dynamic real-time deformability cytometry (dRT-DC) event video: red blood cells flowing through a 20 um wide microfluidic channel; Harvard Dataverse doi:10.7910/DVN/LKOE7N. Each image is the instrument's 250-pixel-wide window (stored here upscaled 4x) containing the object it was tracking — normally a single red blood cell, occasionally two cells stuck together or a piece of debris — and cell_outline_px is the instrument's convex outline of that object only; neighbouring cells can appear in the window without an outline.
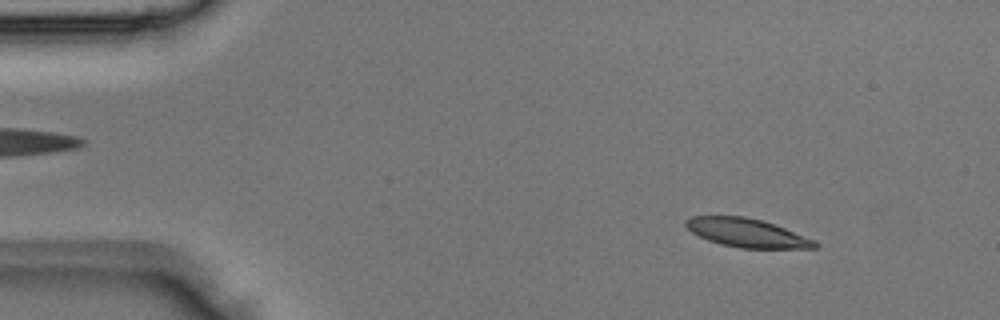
{"species": "Egyptian fruit bat (a non-hibernating species)", "species_latin": "Rousettus aegyptiacus", "temperature_condition": "room temperature", "stored_images_in_passage": 4, "camera_frame_rate_fps": 3000, "um_per_image_px": 0.085, "animal": {"sex": "male"}, "frame": {"image": 1, "passage_image": 2, "time_ms": 0.333, "image_size_px": [1000, 320], "cell_outline_px": [[820, 244], [816, 248], [740, 248], [720, 244], [708, 240], [692, 232], [684, 224], [684, 220], [692, 216], [744, 216], [764, 220], [816, 240]], "centroid_in_image_um": [63.51, 19.79], "position_along_channel_um": 21.5, "area_um2": 21.62}}